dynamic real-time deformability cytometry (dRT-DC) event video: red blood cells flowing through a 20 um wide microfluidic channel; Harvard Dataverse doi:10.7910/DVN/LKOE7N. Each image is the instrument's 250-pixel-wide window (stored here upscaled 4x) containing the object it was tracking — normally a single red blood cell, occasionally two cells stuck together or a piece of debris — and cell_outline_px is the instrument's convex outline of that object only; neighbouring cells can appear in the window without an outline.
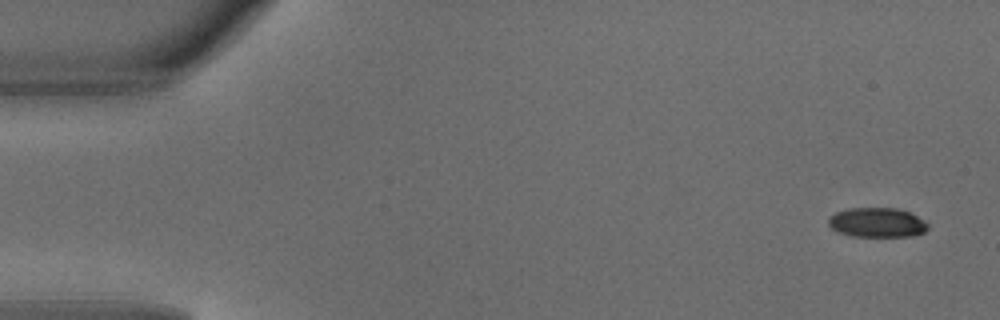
{"species": "common noctule bat (a hibernating species)", "species_latin": "Nyctalus noctula", "temperature_condition": "warm", "stored_images_in_passage": 6, "camera_frame_rate_fps": 3000, "um_per_image_px": 0.085, "animal": {"sex": "male", "body_mass_g": 18.8}, "frame": {"image": 1, "passage_image": 1, "time_ms": 0.0, "image_size_px": [1000, 320], "cell_outline_px": [[928, 228], [924, 232], [912, 236], [852, 236], [840, 232], [832, 228], [828, 224], [828, 220], [836, 212], [848, 208], [896, 208], [908, 212], [924, 220], [928, 224]], "centroid_in_image_um": [74.56, 18.91], "position_along_channel_um": 10.4, "area_um2": 16.94}}
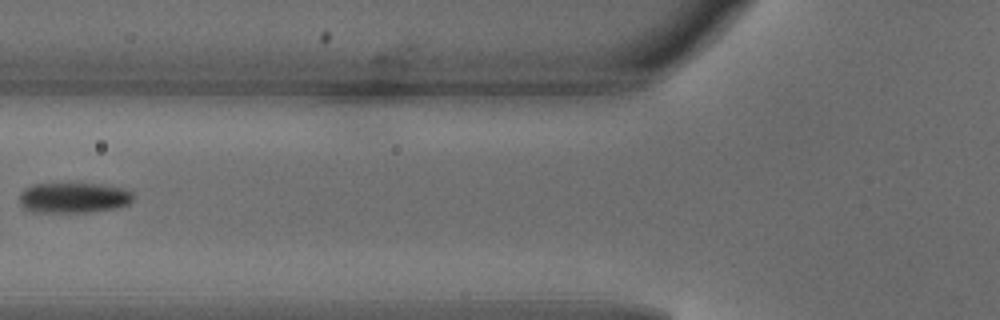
{"frame": {"image": 2, "passage_image": 5, "time_ms": 1.333, "image_size_px": [1000, 320], "cell_outline_px": [[132, 200], [128, 204], [116, 208], [92, 212], [32, 212], [24, 208], [20, 204], [20, 192], [24, 188], [32, 184], [100, 184], [124, 188], [132, 192]], "centroid_in_image_um": [6.24, 16.81], "position_along_channel_um": 119.6, "area_um2": 20.23}}
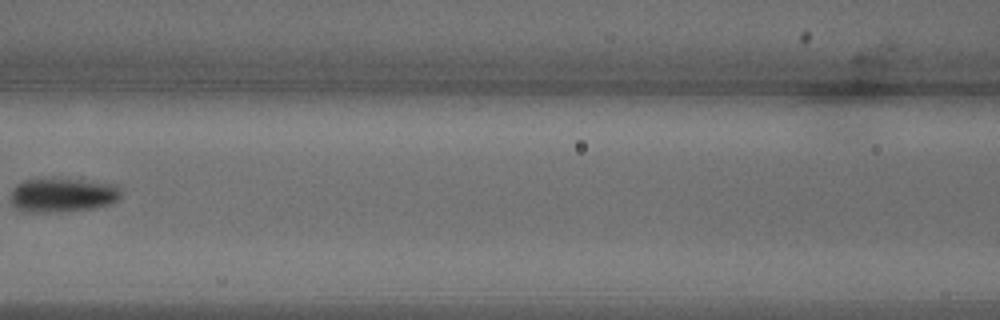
{"frame": {"image": 3, "passage_image": 6, "time_ms": 1.667, "image_size_px": [1000, 320], "cell_outline_px": [[120, 196], [112, 204], [92, 208], [44, 212], [24, 212], [16, 208], [12, 204], [12, 188], [16, 184], [24, 180], [52, 176], [116, 184], [120, 192]], "centroid_in_image_um": [5.28, 16.53], "position_along_channel_um": 161.3, "area_um2": 22.31}}